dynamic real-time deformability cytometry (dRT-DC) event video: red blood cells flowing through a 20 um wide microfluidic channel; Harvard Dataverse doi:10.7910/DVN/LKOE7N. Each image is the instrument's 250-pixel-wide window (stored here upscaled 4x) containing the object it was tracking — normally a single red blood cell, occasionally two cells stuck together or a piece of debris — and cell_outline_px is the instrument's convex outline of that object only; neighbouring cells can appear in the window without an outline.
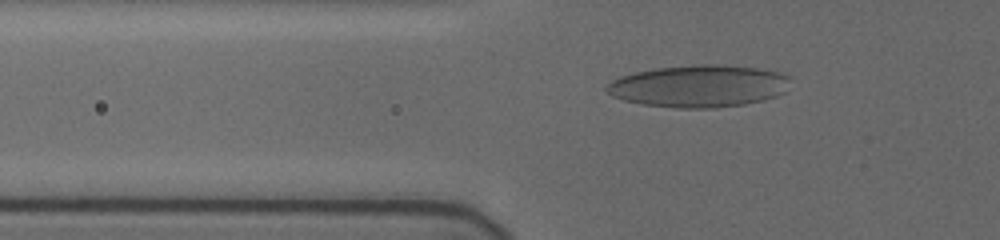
{"species": "human", "species_latin": "Homo sapiens", "temperature_condition": "cold", "stored_images_in_passage": 54, "camera_frame_rate_fps": 3000, "um_per_image_px": 0.085, "donor": {"sex": "female"}, "frame": {"image": 1, "passage_image": 18, "time_ms": 5.667, "image_size_px": [1000, 240], "cell_outline_px": [[788, 80], [784, 92], [776, 96], [764, 100], [744, 104], [712, 108], [676, 108], [644, 104], [624, 100], [612, 96], [604, 88], [612, 80], [620, 76], [636, 72], [656, 68], [696, 64], [724, 64], [760, 68], [780, 72], [788, 76]], "centroid_in_image_um": [59.4, 7.31], "position_along_channel_um": 66.4, "area_um2": 45.2}}
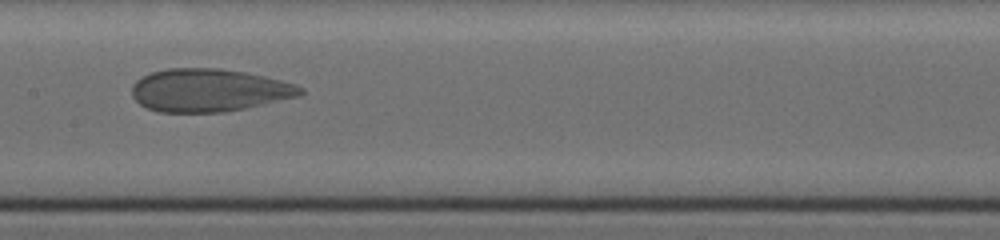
{"frame": {"image": 2, "passage_image": 29, "time_ms": 9.333, "image_size_px": [1000, 240], "cell_outline_px": [[304, 92], [300, 96], [244, 108], [224, 112], [160, 112], [148, 108], [140, 104], [132, 96], [132, 84], [136, 80], [152, 72], [168, 68], [220, 68], [244, 72], [264, 76], [296, 84], [304, 88]], "centroid_in_image_um": [17.76, 7.67], "position_along_channel_um": 189.6, "area_um2": 42.02}}
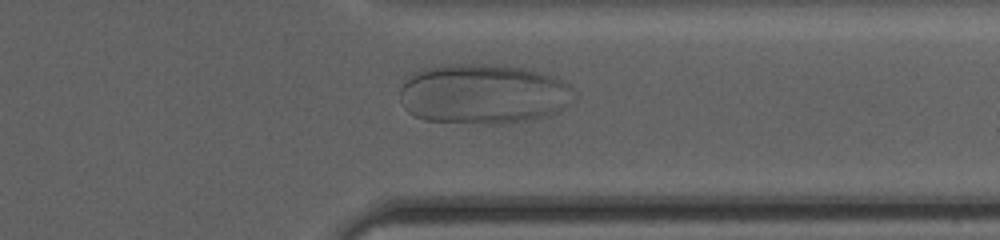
{"frame": {"image": 3, "passage_image": 44, "time_ms": 14.333, "image_size_px": [1000, 240], "cell_outline_px": [[572, 104], [548, 116], [528, 120], [500, 124], [480, 124], [424, 120], [408, 112], [404, 108], [400, 100], [400, 88], [408, 76], [412, 72], [424, 68], [440, 64], [492, 64], [524, 68], [560, 80], [568, 84], [572, 88]], "centroid_in_image_um": [41.02, 7.99], "position_along_channel_um": 370.4, "area_um2": 61.33}, "authors_computed_cell_mechanics": {"area_um2": 46.2111, "velocity_mm_per_s": 3.6289, "shape_relaxation_time_tau1_ms": 9.5163, "shape_relaxation_time_tau2_ms": null, "deformation_change_tau1": 0.2061, "deformation_change_tau2": null}}